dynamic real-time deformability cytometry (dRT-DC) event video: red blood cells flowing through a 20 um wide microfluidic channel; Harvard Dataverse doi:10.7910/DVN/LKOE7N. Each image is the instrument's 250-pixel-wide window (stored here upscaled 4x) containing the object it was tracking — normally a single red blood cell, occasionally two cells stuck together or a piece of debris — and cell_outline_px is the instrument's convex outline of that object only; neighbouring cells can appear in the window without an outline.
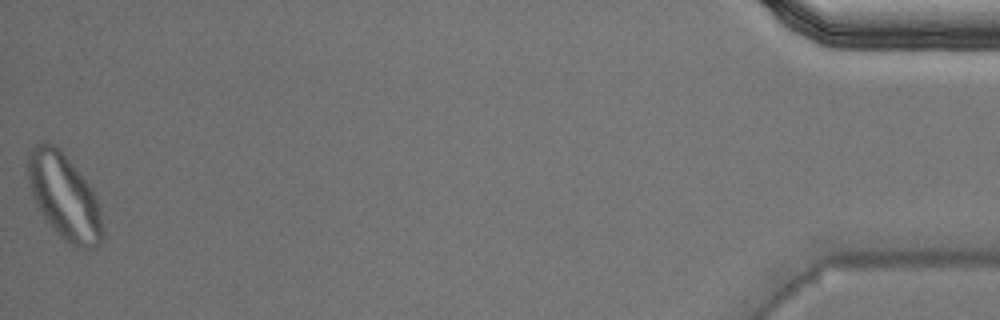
{"species": "Egyptian fruit bat (a non-hibernating species)", "species_latin": "Rousettus aegyptiacus", "temperature_condition": "warm", "stored_images_in_passage": 51, "segment_of_instrument_passage": [2, 2], "camera_frame_rate_fps": 3000, "um_per_image_px": 0.085, "animal": {"sex": "male"}, "frame": {"image": 1, "passage_image": 51, "time_ms": 16.667, "image_size_px": [1000, 320], "cell_outline_px": [[104, 240], [96, 248], [76, 248], [64, 240], [52, 228], [44, 216], [32, 196], [28, 180], [28, 152], [40, 140], [44, 140], [60, 148], [88, 184], [96, 200], [100, 212], [104, 228]], "centroid_in_image_um": [5.46, 16.72], "position_along_channel_um": 429.7, "area_um2": 37.17}}